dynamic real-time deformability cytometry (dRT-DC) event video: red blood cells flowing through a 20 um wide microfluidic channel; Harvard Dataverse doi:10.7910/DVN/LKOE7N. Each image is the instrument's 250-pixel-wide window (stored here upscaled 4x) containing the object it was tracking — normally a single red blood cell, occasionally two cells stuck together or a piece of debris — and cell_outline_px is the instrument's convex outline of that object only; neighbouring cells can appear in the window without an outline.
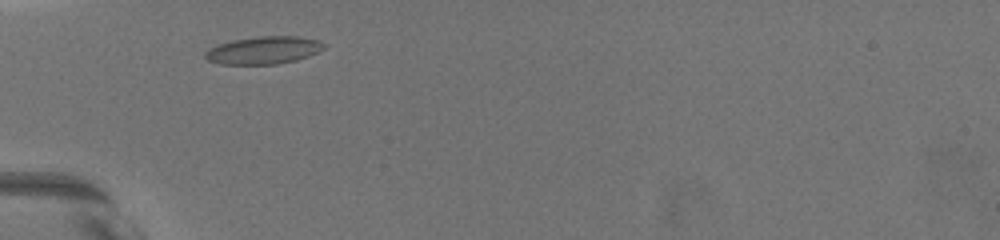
{"species": "common noctule bat (a hibernating species)", "species_latin": "Nyctalus noctula", "temperature_condition": "warm", "stored_images_in_passage": 26, "camera_frame_rate_fps": 3000, "um_per_image_px": 0.085, "animal": {"sex": "female", "body_mass_g": 19.5, "forearm_length_mm": 54.1}, "frame": {"image": 1, "passage_image": 3, "time_ms": 1.0, "image_size_px": [1000, 240], "cell_outline_px": [[324, 48], [308, 56], [296, 60], [276, 64], [220, 64], [208, 60], [204, 56], [204, 52], [208, 48], [232, 40], [256, 36], [300, 36], [320, 40], [324, 44]], "centroid_in_image_um": [22.39, 4.26], "position_along_channel_um": 62.6, "area_um2": 19.13}}
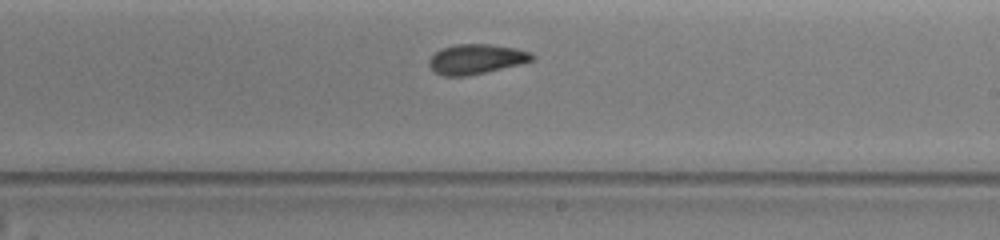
{"frame": {"image": 2, "passage_image": 16, "time_ms": 6.333, "image_size_px": [1000, 240], "cell_outline_px": [[536, 60], [520, 64], [468, 76], [444, 76], [436, 72], [428, 64], [428, 60], [440, 48], [456, 44], [488, 44], [516, 48], [532, 52], [536, 56]], "centroid_in_image_um": [40.51, 5.01], "position_along_channel_um": 248.5, "area_um2": 18.03}}
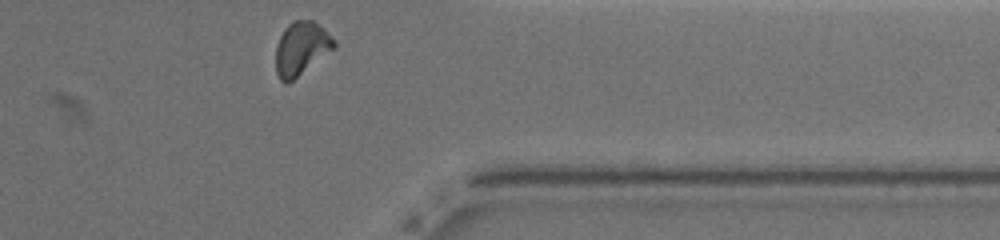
{"frame": {"image": 3, "passage_image": 26, "time_ms": 10.333, "image_size_px": [1000, 240], "cell_outline_px": [[336, 44], [332, 48], [288, 84], [284, 84], [280, 80], [276, 72], [276, 44], [284, 28], [288, 24], [296, 20], [312, 20], [324, 28], [336, 40]], "centroid_in_image_um": [25.57, 4.1], "position_along_channel_um": 385.8, "area_um2": 17.86}, "authors_computed_cell_mechanics": {"area_um2": 18.1492, "velocity_mm_per_s": 3.5938, "shape_relaxation_time_tau1_ms": 9.1367, "shape_relaxation_time_tau2_ms": 2.4517, "deformation_change_tau1": 0.1658, "deformation_change_tau2": 0.0849}}